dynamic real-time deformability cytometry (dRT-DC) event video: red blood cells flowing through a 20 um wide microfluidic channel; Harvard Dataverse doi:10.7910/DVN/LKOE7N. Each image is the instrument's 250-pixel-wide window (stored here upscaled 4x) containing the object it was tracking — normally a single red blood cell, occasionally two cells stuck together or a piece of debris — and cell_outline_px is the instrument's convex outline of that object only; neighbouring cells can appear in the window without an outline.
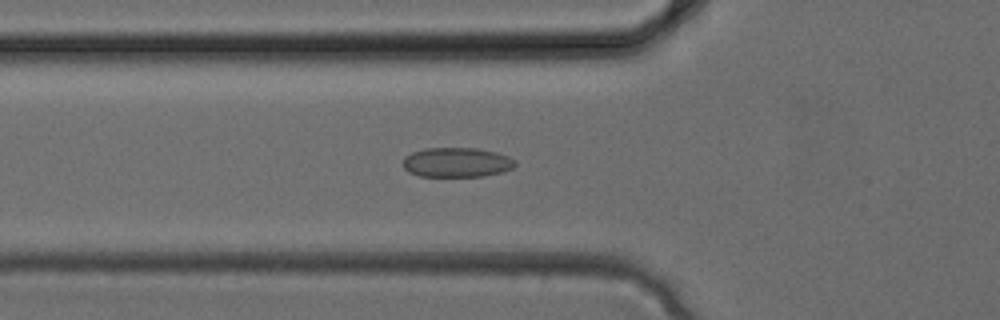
{"species": "common noctule bat (a hibernating species)", "species_latin": "Nyctalus noctula", "temperature_condition": "cold", "stored_images_in_passage": 23, "camera_frame_rate_fps": 3000, "um_per_image_px": 0.085, "animal": {"sex": "female", "body_mass_g": 24.6, "forearm_length_mm": 56.2}, "frame": {"image": 1, "passage_image": 7, "time_ms": 2.0, "image_size_px": [1000, 320], "cell_outline_px": [[516, 164], [512, 168], [504, 172], [484, 176], [420, 176], [408, 172], [404, 168], [404, 156], [412, 152], [424, 148], [476, 148], [496, 152], [508, 156], [516, 160]], "centroid_in_image_um": [38.84, 13.8], "position_along_channel_um": 87.0, "area_um2": 19.48}}
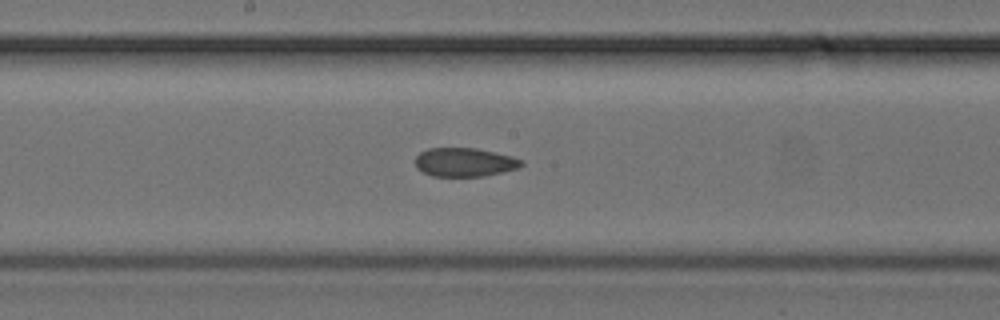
{"frame": {"image": 2, "passage_image": 13, "time_ms": 4.0, "image_size_px": [1000, 320], "cell_outline_px": [[524, 164], [520, 168], [484, 176], [432, 176], [416, 168], [416, 156], [420, 152], [428, 148], [476, 148], [496, 152], [512, 156], [524, 160]], "centroid_in_image_um": [39.53, 13.78], "position_along_channel_um": 208.7, "area_um2": 17.92}}
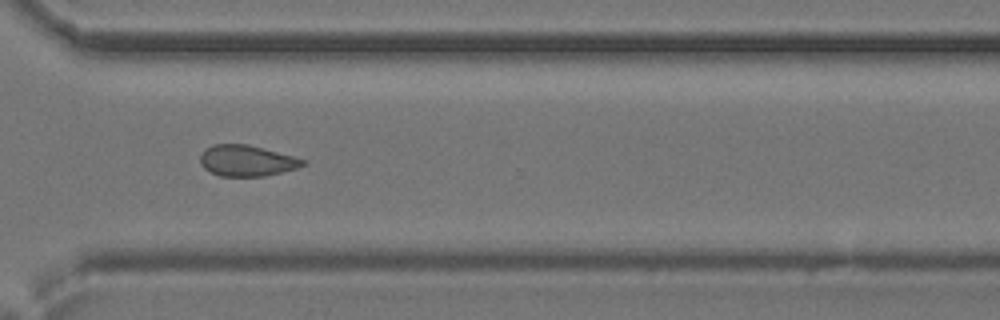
{"frame": {"image": 3, "passage_image": 20, "time_ms": 6.333, "image_size_px": [1000, 320], "cell_outline_px": [[308, 164], [296, 168], [264, 176], [220, 176], [204, 168], [200, 164], [200, 156], [204, 148], [212, 144], [248, 144], [296, 156], [308, 160]], "centroid_in_image_um": [21.0, 13.64], "position_along_channel_um": 349.6, "area_um2": 18.79}}